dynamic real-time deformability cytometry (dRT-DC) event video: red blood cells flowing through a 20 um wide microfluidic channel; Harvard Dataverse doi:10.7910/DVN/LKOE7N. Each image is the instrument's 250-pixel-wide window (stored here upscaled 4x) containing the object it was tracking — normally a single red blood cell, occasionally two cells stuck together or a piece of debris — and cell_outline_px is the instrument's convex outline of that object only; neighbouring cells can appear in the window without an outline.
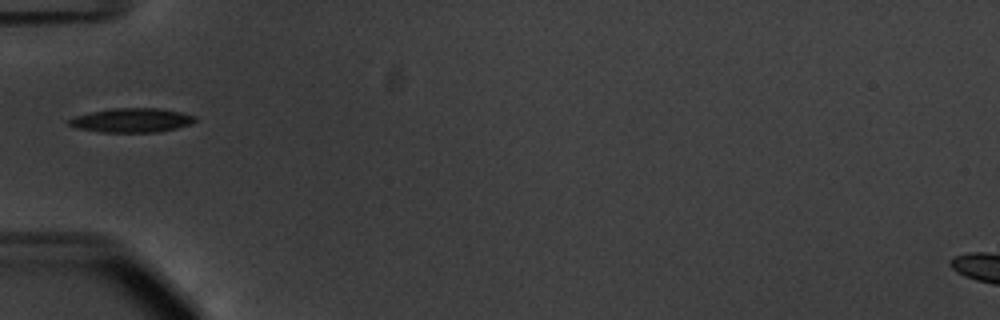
{"species": "common noctule bat (a hibernating species)", "species_latin": "Nyctalus noctula", "temperature_condition": "warm", "stored_images_in_passage": 16, "camera_frame_rate_fps": 3000, "um_per_image_px": 0.085, "animal": {"sex": "male", "body_mass_g": 20.1, "forearm_length_mm": 53.5}, "frame": {"image": 1, "passage_image": 1, "time_ms": 0.0, "image_size_px": [1000, 320], "cell_outline_px": [[196, 120], [192, 124], [176, 128], [156, 132], [100, 132], [76, 128], [68, 124], [68, 120], [76, 116], [92, 112], [112, 108], [160, 108], [180, 112], [196, 116]], "centroid_in_image_um": [11.22, 10.22], "position_along_channel_um": 73.8, "area_um2": 17.69}}